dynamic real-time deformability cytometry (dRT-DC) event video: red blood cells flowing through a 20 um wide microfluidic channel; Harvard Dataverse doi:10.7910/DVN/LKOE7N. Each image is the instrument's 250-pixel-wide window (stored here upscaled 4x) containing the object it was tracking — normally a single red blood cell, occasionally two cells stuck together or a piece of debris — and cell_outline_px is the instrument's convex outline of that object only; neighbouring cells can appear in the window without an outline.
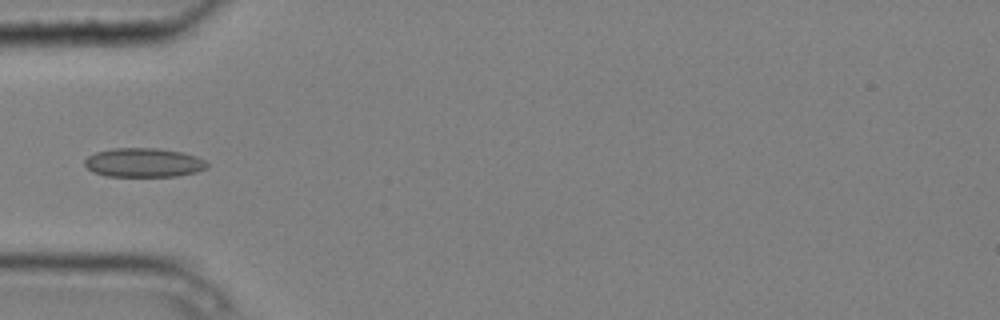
{"species": "common noctule bat (a hibernating species)", "species_latin": "Nyctalus noctula", "temperature_condition": "cold", "stored_images_in_passage": 6, "camera_frame_rate_fps": 3000, "um_per_image_px": 0.085, "animal": {"sex": "male", "body_mass_g": 20.4}, "frame": {"image": 1, "passage_image": 3, "time_ms": 0.667, "image_size_px": [1000, 320], "cell_outline_px": [[208, 168], [196, 172], [176, 176], [108, 176], [92, 172], [84, 164], [84, 160], [88, 156], [96, 152], [112, 148], [156, 148], [184, 152], [196, 156], [204, 160], [208, 164]], "centroid_in_image_um": [12.22, 13.82], "position_along_channel_um": 72.8, "area_um2": 20.81}}
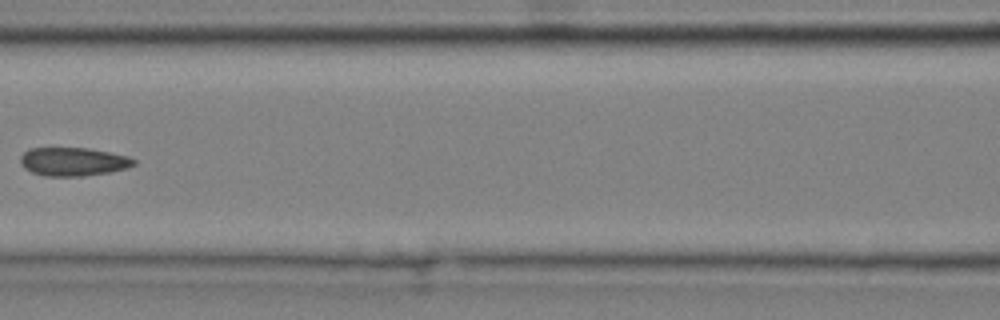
{"frame": {"image": 2, "passage_image": 5, "time_ms": 1.333, "image_size_px": [1000, 320], "cell_outline_px": [[136, 164], [128, 168], [108, 172], [84, 176], [44, 176], [32, 172], [24, 168], [20, 164], [20, 156], [28, 148], [88, 148], [128, 156], [136, 160]], "centroid_in_image_um": [6.2, 13.74], "position_along_channel_um": 160.4, "area_um2": 18.9}}
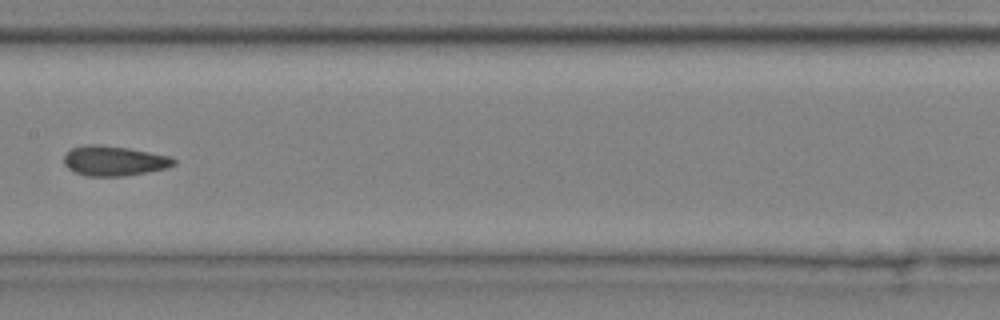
{"frame": {"image": 3, "passage_image": 6, "time_ms": 1.667, "image_size_px": [1000, 320], "cell_outline_px": [[176, 164], [168, 168], [148, 172], [124, 176], [84, 176], [68, 168], [64, 164], [64, 156], [72, 148], [88, 144], [96, 144], [128, 148], [172, 156], [176, 160]], "centroid_in_image_um": [9.73, 13.67], "position_along_channel_um": 197.7, "area_um2": 19.25}}